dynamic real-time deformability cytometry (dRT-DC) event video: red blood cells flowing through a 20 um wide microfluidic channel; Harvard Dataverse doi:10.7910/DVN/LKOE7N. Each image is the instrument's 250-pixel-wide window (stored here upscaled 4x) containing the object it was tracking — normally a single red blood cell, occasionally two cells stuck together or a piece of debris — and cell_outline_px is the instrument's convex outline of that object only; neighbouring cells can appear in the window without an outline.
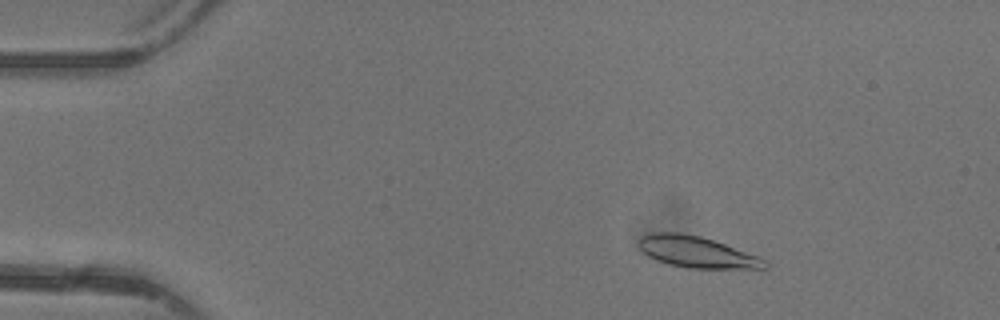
{"species": "common noctule bat (a hibernating species)", "species_latin": "Nyctalus noctula", "temperature_condition": "warm", "stored_images_in_passage": 45, "camera_frame_rate_fps": 3000, "um_per_image_px": 0.085, "animal": {"sex": "female"}, "frame": {"image": 1, "passage_image": 5, "time_ms": 1.333, "image_size_px": [1000, 320], "cell_outline_px": [[768, 268], [684, 268], [668, 264], [656, 260], [648, 256], [636, 244], [636, 240], [640, 236], [648, 232], [680, 232], [700, 236], [724, 244], [768, 260]], "centroid_in_image_um": [59.14, 21.41], "position_along_channel_um": 25.9, "area_um2": 23.12}}
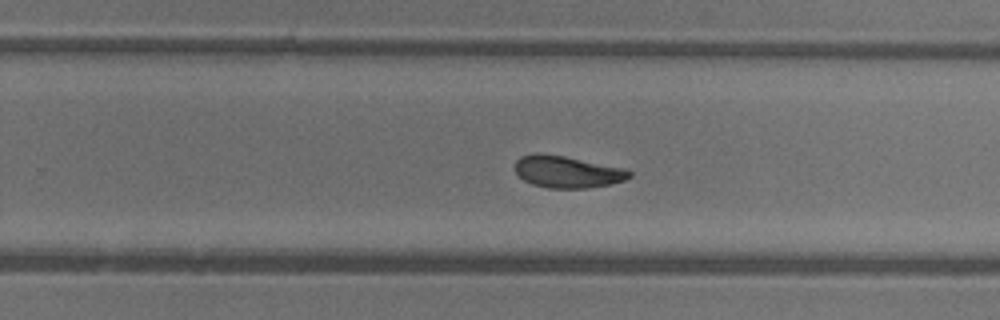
{"frame": {"image": 2, "passage_image": 28, "time_ms": 9.0, "image_size_px": [1000, 320], "cell_outline_px": [[632, 176], [624, 180], [608, 184], [588, 188], [548, 188], [532, 184], [524, 180], [516, 172], [516, 160], [520, 156], [536, 152], [540, 152], [564, 156], [624, 168], [632, 172]], "centroid_in_image_um": [48.2, 14.59], "position_along_channel_um": 281.6, "area_um2": 21.21}}
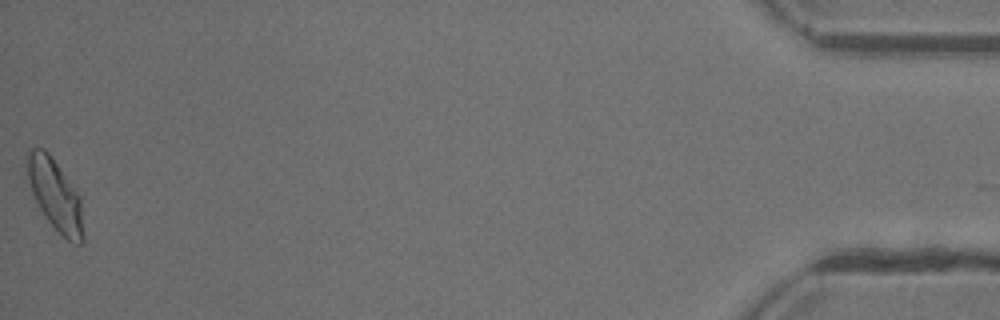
{"frame": {"image": 3, "passage_image": 45, "time_ms": 14.667, "image_size_px": [1000, 320], "cell_outline_px": [[84, 244], [72, 244], [48, 220], [40, 208], [32, 192], [28, 180], [28, 148], [44, 148], [48, 152], [80, 196], [84, 236]], "centroid_in_image_um": [4.72, 16.6], "position_along_channel_um": 430.5, "area_um2": 22.77}, "authors_computed_cell_mechanics": {"area_um2": 22.4264, "velocity_mm_per_s": 4.3676, "shape_relaxation_time_tau1_ms": 4.6382, "shape_relaxation_time_tau2_ms": 1.1784, "deformation_change_tau1": 0.1733, "deformation_change_tau2": 0.0691}}